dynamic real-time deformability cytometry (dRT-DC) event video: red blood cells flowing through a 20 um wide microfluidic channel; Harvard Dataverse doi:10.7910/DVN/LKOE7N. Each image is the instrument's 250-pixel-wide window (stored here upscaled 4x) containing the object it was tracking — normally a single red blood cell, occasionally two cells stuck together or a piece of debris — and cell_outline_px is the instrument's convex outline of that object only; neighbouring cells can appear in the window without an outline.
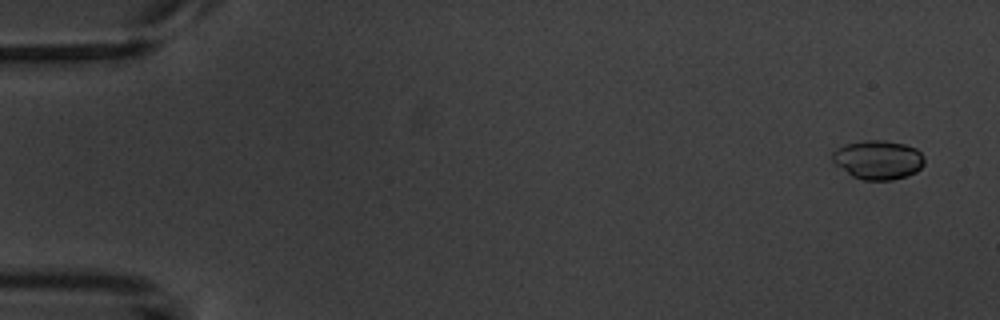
{"species": "common noctule bat (a hibernating species)", "species_latin": "Nyctalus noctula", "temperature_condition": "warm", "stored_images_in_passage": 9, "camera_frame_rate_fps": 3000, "um_per_image_px": 0.085, "animal": {"sex": "male", "body_mass_g": 20.1, "forearm_length_mm": 53.5}, "frame": {"image": 1, "passage_image": 1, "time_ms": 0.0, "image_size_px": [1000, 320], "cell_outline_px": [[924, 164], [916, 172], [908, 176], [892, 180], [864, 180], [852, 176], [836, 164], [832, 160], [832, 152], [836, 148], [844, 144], [864, 140], [884, 140], [904, 144], [916, 148], [920, 152], [924, 160]], "centroid_in_image_um": [74.63, 13.58], "position_along_channel_um": 10.4, "area_um2": 20.98}}
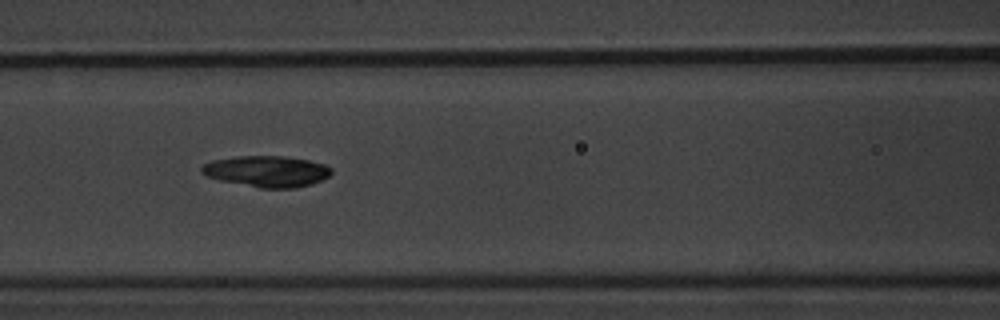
{"frame": {"image": 2, "passage_image": 6, "time_ms": 7.333, "image_size_px": [1000, 320], "cell_outline_px": [[332, 172], [328, 176], [312, 184], [296, 188], [260, 188], [220, 180], [208, 176], [200, 172], [200, 168], [204, 164], [212, 160], [236, 156], [284, 156], [308, 160], [324, 164], [332, 168]], "centroid_in_image_um": [22.68, 14.56], "position_along_channel_um": 143.9, "area_um2": 23.52}}
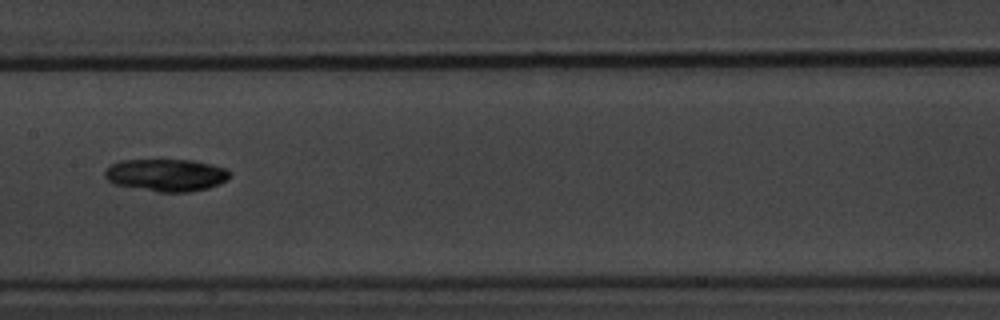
{"frame": {"image": 3, "passage_image": 7, "time_ms": 8.667, "image_size_px": [1000, 320], "cell_outline_px": [[232, 172], [228, 180], [220, 184], [208, 188], [188, 192], [156, 192], [112, 184], [104, 176], [104, 172], [112, 164], [120, 160], [192, 160], [212, 164], [228, 168]], "centroid_in_image_um": [14.17, 14.88], "position_along_channel_um": 193.2, "area_um2": 23.93}}